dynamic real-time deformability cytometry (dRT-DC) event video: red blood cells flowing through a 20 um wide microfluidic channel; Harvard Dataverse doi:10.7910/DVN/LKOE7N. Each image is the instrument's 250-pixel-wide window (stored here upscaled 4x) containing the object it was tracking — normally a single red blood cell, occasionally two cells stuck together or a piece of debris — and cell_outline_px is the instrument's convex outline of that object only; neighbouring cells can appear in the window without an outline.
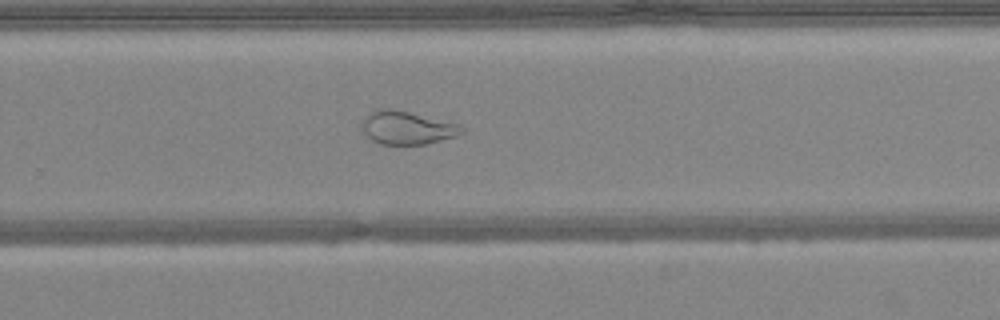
{"species": "common noctule bat (a hibernating species)", "species_latin": "Nyctalus noctula", "temperature_condition": "warm", "stored_images_in_passage": 30, "camera_frame_rate_fps": 3000, "um_per_image_px": 0.085, "animal": {"sex": "female", "body_mass_g": 24.6, "forearm_length_mm": 56.2}, "frame": {"image": 1, "passage_image": 22, "time_ms": 7.0, "image_size_px": [1000, 320], "cell_outline_px": [[464, 132], [456, 136], [424, 144], [380, 144], [372, 140], [360, 128], [364, 116], [368, 112], [380, 108], [392, 108], [460, 124], [464, 128]], "centroid_in_image_um": [34.56, 10.84], "position_along_channel_um": 295.2, "area_um2": 19.36}}
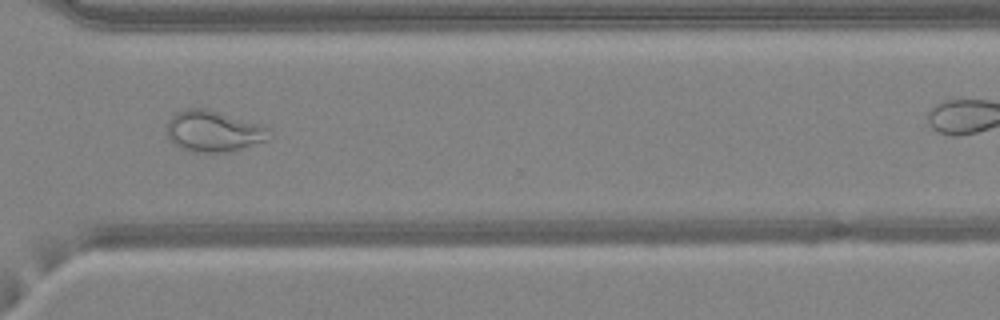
{"frame": {"image": 2, "passage_image": 26, "time_ms": 8.333, "image_size_px": [1000, 320], "cell_outline_px": [[272, 136], [264, 140], [240, 148], [224, 152], [192, 152], [180, 148], [172, 144], [168, 136], [168, 120], [176, 112], [184, 108], [204, 108], [260, 124], [268, 128]], "centroid_in_image_um": [18.09, 11.15], "position_along_channel_um": 352.5, "area_um2": 24.22}}